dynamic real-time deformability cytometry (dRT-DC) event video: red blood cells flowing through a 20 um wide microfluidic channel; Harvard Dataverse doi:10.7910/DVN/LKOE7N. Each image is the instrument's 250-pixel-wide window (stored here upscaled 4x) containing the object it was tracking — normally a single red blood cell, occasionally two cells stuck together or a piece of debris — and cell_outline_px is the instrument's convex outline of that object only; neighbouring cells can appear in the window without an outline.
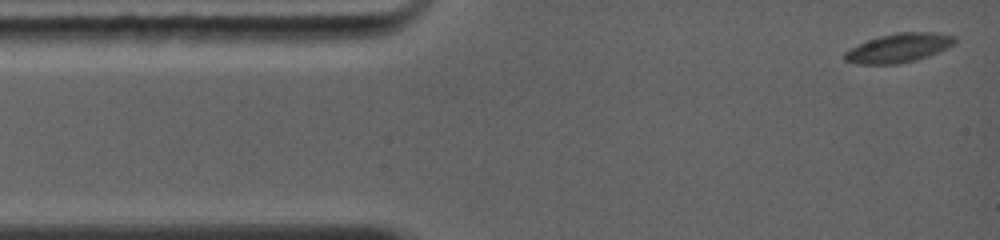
{"species": "common noctule bat (a hibernating species)", "species_latin": "Nyctalus noctula", "temperature_condition": "warm", "stored_images_in_passage": 13, "camera_frame_rate_fps": 5000, "um_per_image_px": 0.085, "animal": {"sex": "female", "body_mass_g": 19.0, "forearm_length_mm": 56.7}, "frame": {"image": 1, "passage_image": 1, "time_ms": 0.0, "image_size_px": [1000, 240], "cell_outline_px": [[956, 44], [948, 48], [928, 56], [916, 60], [900, 64], [856, 64], [844, 60], [844, 52], [868, 40], [880, 36], [896, 32], [932, 32], [956, 36]], "centroid_in_image_um": [76.43, 4.08], "position_along_channel_um": 8.6, "area_um2": 18.67}}
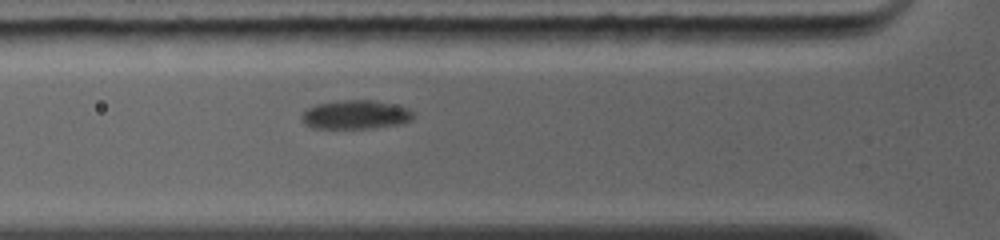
{"frame": {"image": 2, "passage_image": 8, "time_ms": 3.8, "image_size_px": [1000, 240], "cell_outline_px": [[412, 120], [400, 124], [368, 128], [312, 128], [304, 124], [300, 116], [304, 108], [316, 104], [344, 100], [372, 100], [408, 108], [412, 112]], "centroid_in_image_um": [30.15, 9.75], "position_along_channel_um": 95.7, "area_um2": 18.73}}
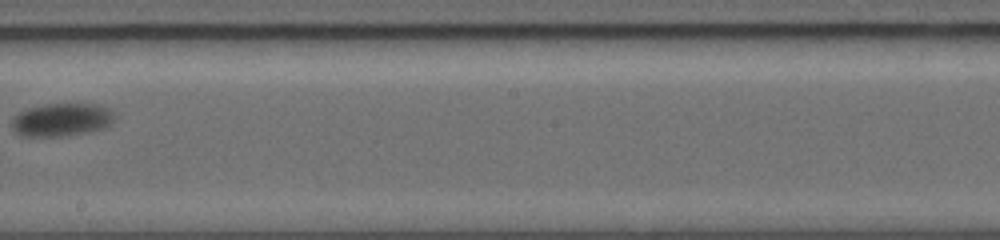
{"frame": {"image": 3, "passage_image": 13, "time_ms": 7.4, "image_size_px": [1000, 240], "cell_outline_px": [[116, 116], [112, 124], [104, 128], [92, 132], [60, 136], [20, 136], [12, 128], [12, 116], [28, 108], [44, 104], [100, 104], [108, 108]], "centroid_in_image_um": [5.26, 10.18], "position_along_channel_um": 242.9, "area_um2": 20.06}}